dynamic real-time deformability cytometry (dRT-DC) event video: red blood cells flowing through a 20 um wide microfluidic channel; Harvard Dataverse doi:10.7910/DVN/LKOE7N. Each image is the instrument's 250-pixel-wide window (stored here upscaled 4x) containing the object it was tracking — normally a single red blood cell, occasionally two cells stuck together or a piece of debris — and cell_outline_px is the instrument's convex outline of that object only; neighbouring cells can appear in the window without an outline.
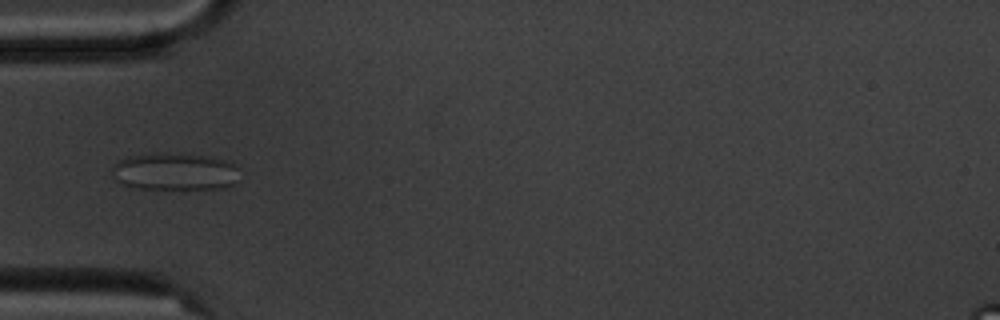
{"species": "common noctule bat (a hibernating species)", "species_latin": "Nyctalus noctula", "temperature_condition": "cold", "stored_images_in_passage": 8, "camera_frame_rate_fps": 3000, "um_per_image_px": 0.085, "animal": {"sex": "male", "body_mass_g": 20.1, "forearm_length_mm": 53.5}, "frame": {"image": 1, "passage_image": 5, "time_ms": 4.667, "image_size_px": [1000, 320], "cell_outline_px": [[244, 172], [240, 180], [236, 184], [224, 188], [180, 192], [132, 188], [116, 184], [112, 180], [112, 168], [124, 156], [152, 152], [184, 152], [212, 156], [232, 160]], "centroid_in_image_um": [14.94, 14.61], "position_along_channel_um": 70.1, "area_um2": 30.81}}
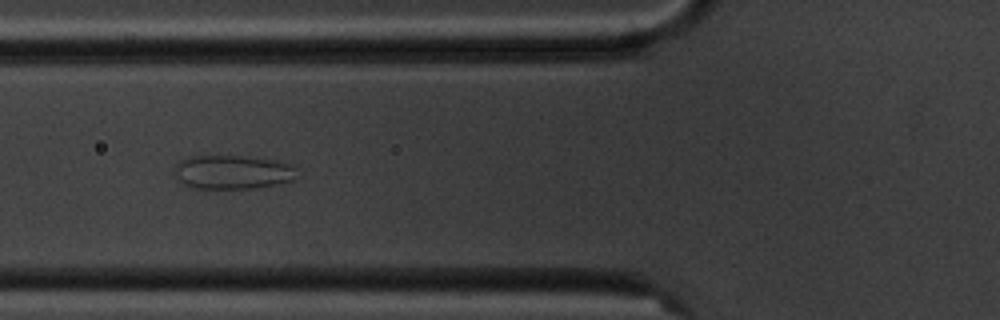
{"frame": {"image": 2, "passage_image": 6, "time_ms": 5.667, "image_size_px": [1000, 320], "cell_outline_px": [[300, 176], [292, 180], [252, 188], [192, 188], [176, 180], [172, 176], [172, 172], [176, 164], [180, 160], [188, 156], [240, 156], [276, 160], [288, 164], [296, 168]], "centroid_in_image_um": [19.7, 14.62], "position_along_channel_um": 106.1, "area_um2": 24.39}}
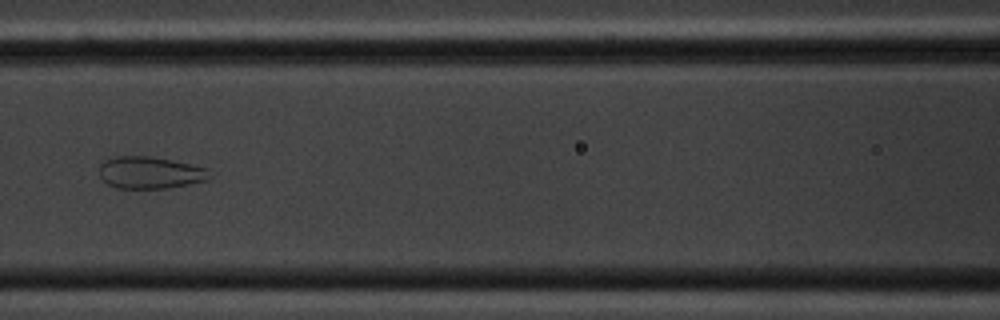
{"frame": {"image": 3, "passage_image": 7, "time_ms": 7.0, "image_size_px": [1000, 320], "cell_outline_px": [[212, 176], [208, 180], [188, 184], [164, 188], [116, 188], [100, 180], [100, 164], [104, 160], [116, 156], [148, 156], [172, 160], [208, 168]], "centroid_in_image_um": [12.75, 14.67], "position_along_channel_um": 153.9, "area_um2": 20.69}}